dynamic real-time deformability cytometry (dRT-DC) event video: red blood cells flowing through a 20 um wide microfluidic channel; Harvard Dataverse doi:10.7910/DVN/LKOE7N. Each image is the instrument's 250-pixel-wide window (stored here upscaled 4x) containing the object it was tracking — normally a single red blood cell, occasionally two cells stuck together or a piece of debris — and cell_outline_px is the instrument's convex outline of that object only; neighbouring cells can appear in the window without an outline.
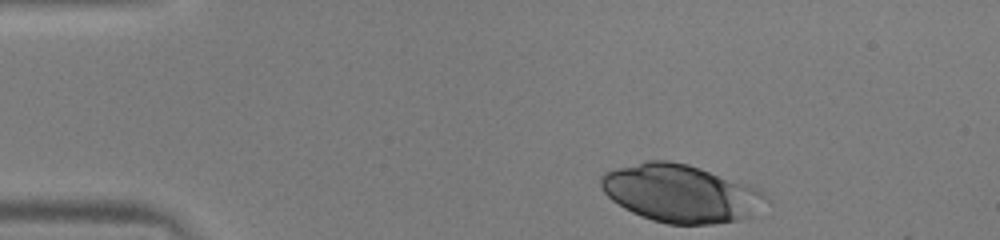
{"species": "human", "species_latin": "Homo sapiens", "temperature_condition": "warm", "stored_images_in_passage": 37, "camera_frame_rate_fps": 3000, "um_per_image_px": 0.085, "donor": {"sex": "male"}, "frame": {"image": 1, "passage_image": 1, "time_ms": 0.0, "image_size_px": [1000, 240], "cell_outline_px": [[772, 204], [752, 216], [740, 220], [712, 224], [668, 224], [652, 220], [640, 216], [624, 208], [612, 200], [604, 192], [600, 184], [600, 176], [604, 172], [616, 168], [644, 160], [668, 160], [688, 164], [752, 184], [760, 188], [768, 196]], "centroid_in_image_um": [57.96, 16.43], "position_along_channel_um": 27.0, "area_um2": 56.7}}
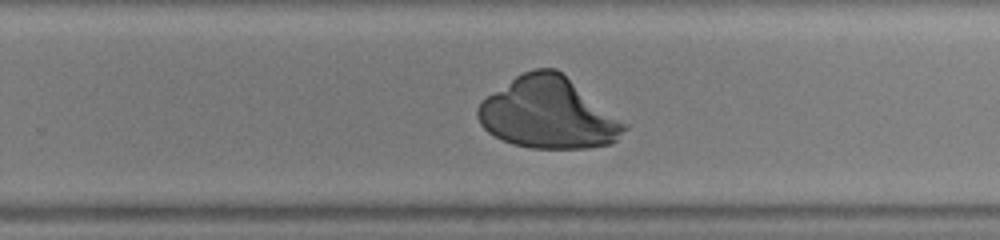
{"frame": {"image": 2, "passage_image": 26, "time_ms": 8.333, "image_size_px": [1000, 240], "cell_outline_px": [[632, 124], [612, 144], [588, 148], [532, 148], [512, 144], [488, 132], [480, 124], [476, 116], [476, 108], [488, 96], [516, 76], [524, 72], [536, 68], [556, 68]], "centroid_in_image_um": [46.69, 9.62], "position_along_channel_um": 283.1, "area_um2": 61.33}}